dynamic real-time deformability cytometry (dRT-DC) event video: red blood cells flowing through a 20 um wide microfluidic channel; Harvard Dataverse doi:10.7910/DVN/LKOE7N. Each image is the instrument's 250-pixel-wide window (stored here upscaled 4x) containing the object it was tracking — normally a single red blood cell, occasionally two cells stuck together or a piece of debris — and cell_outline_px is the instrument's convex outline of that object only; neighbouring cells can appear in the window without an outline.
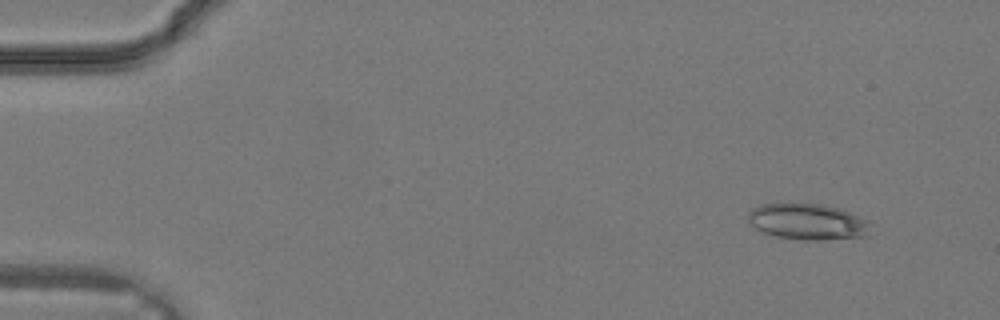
{"species": "common noctule bat (a hibernating species)", "species_latin": "Nyctalus noctula", "temperature_condition": "warm", "stored_images_in_passage": 24, "camera_frame_rate_fps": 3000, "um_per_image_px": 0.085, "animal": {"sex": "male", "body_mass_g": 19.2, "forearm_length_mm": 51.8}, "frame": {"image": 1, "passage_image": 3, "time_ms": 0.667, "image_size_px": [1000, 320], "cell_outline_px": [[868, 236], [816, 240], [804, 240], [776, 236], [760, 232], [752, 228], [748, 220], [748, 212], [752, 208], [760, 204], [824, 204], [840, 208], [868, 220]], "centroid_in_image_um": [68.59, 18.84], "position_along_channel_um": 16.4, "area_um2": 25.78}}
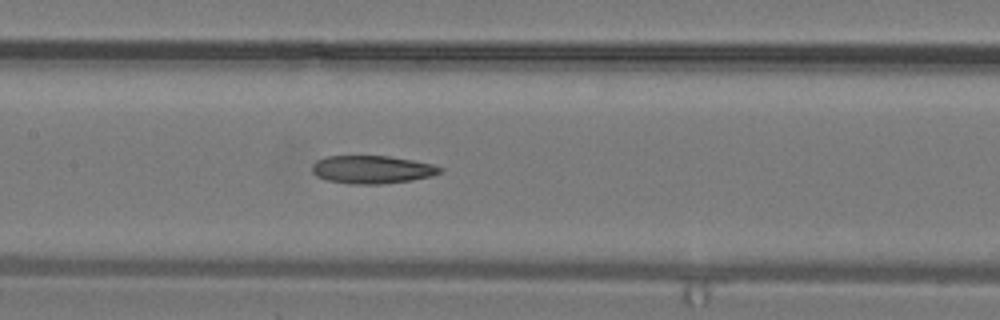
{"frame": {"image": 2, "passage_image": 16, "time_ms": 5.0, "image_size_px": [1000, 320], "cell_outline_px": [[444, 172], [432, 176], [412, 180], [380, 184], [348, 184], [328, 180], [316, 176], [312, 172], [312, 164], [316, 160], [324, 156], [388, 156], [412, 160], [432, 164], [444, 168]], "centroid_in_image_um": [31.63, 14.41], "position_along_channel_um": 175.8, "area_um2": 21.04}}
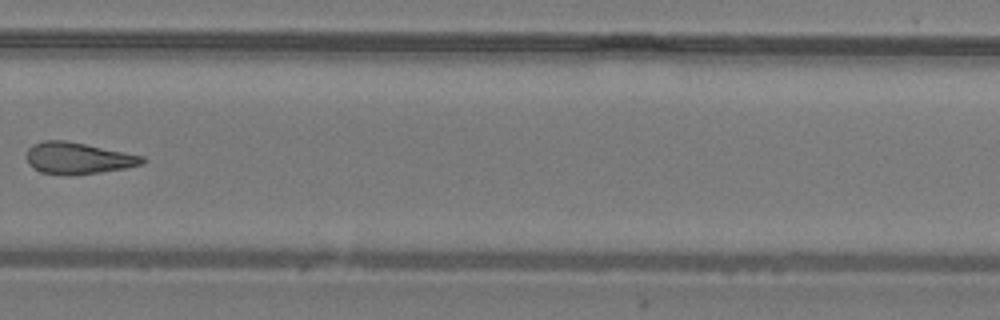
{"frame": {"image": 3, "passage_image": 23, "time_ms": 7.333, "image_size_px": [1000, 320], "cell_outline_px": [[148, 160], [144, 164], [124, 168], [100, 172], [68, 176], [40, 172], [32, 168], [28, 164], [28, 148], [32, 144], [44, 140], [64, 140], [144, 156]], "centroid_in_image_um": [6.63, 13.46], "position_along_channel_um": 323.2, "area_um2": 21.33}}